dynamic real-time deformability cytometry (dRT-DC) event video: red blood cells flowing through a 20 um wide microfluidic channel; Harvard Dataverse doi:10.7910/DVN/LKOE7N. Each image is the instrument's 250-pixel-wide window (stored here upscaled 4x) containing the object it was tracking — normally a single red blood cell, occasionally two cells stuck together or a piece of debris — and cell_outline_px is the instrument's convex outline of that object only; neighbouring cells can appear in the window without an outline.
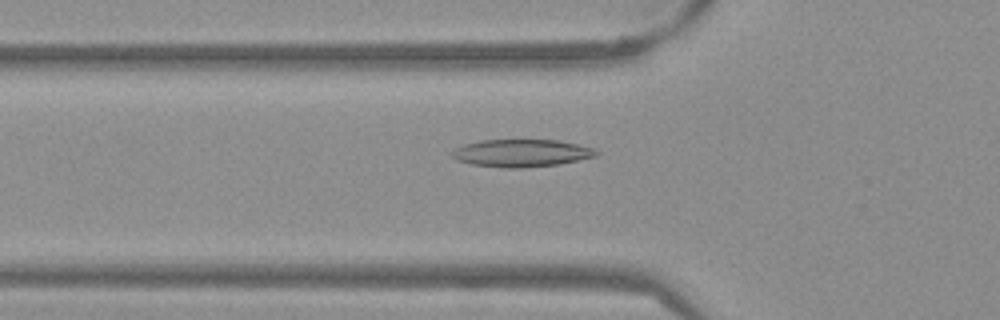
{"species": "Egyptian fruit bat (a non-hibernating species)", "species_latin": "Rousettus aegyptiacus", "temperature_condition": "warm", "stored_images_in_passage": 53, "camera_frame_rate_fps": 3000, "um_per_image_px": 0.085, "frame": {"image": 1, "passage_image": 18, "time_ms": 5.667, "image_size_px": [1000, 320], "cell_outline_px": [[600, 152], [596, 156], [560, 164], [524, 168], [504, 168], [472, 164], [456, 160], [452, 156], [452, 152], [456, 148], [464, 144], [480, 140], [560, 140], [596, 148]], "centroid_in_image_um": [44.36, 13.01], "position_along_channel_um": 81.4, "area_um2": 23.29}}
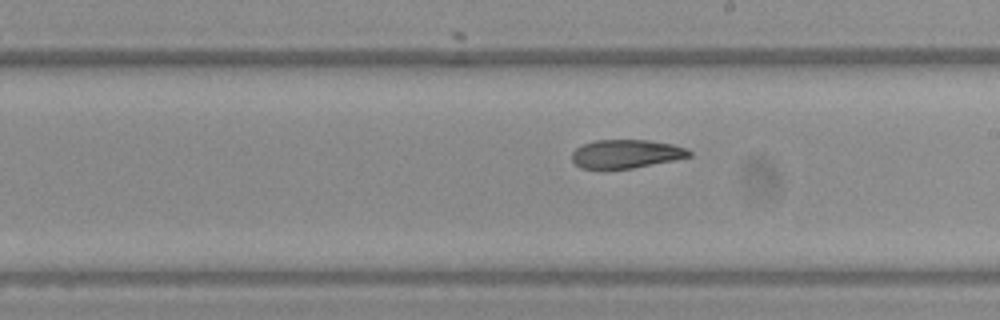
{"frame": {"image": 2, "passage_image": 30, "time_ms": 9.667, "image_size_px": [1000, 320], "cell_outline_px": [[692, 156], [632, 168], [580, 168], [572, 160], [572, 152], [576, 148], [584, 144], [596, 140], [648, 140], [672, 144], [684, 148], [692, 152]], "centroid_in_image_um": [53.21, 13.07], "position_along_channel_um": 235.8, "area_um2": 19.19}}
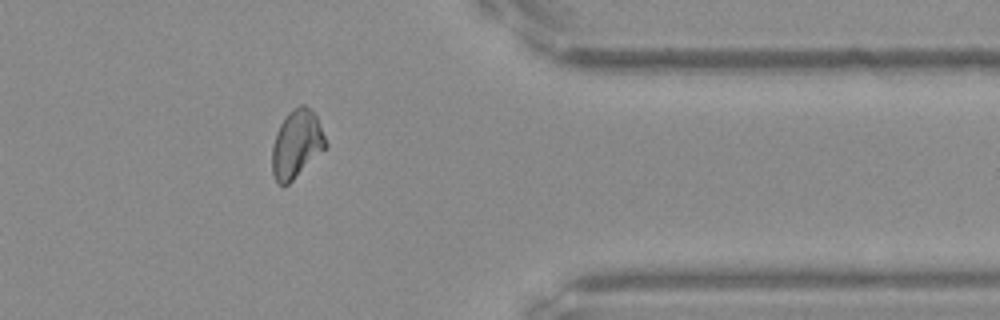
{"frame": {"image": 3, "passage_image": 43, "time_ms": 14.0, "image_size_px": [1000, 320], "cell_outline_px": [[328, 148], [284, 188], [276, 180], [272, 172], [272, 144], [276, 132], [280, 124], [288, 112], [292, 108], [300, 104], [304, 104], [316, 112], [328, 144]], "centroid_in_image_um": [25.24, 12.23], "position_along_channel_um": 386.2, "area_um2": 21.85}, "authors_computed_cell_mechanics": {"area_um2": 21.4438, "velocity_mm_per_s": 3.8314, "shape_relaxation_time_tau1_ms": null, "shape_relaxation_time_tau2_ms": 3.9021, "deformation_change_tau1": null, "deformation_change_tau2": 0.1013}}